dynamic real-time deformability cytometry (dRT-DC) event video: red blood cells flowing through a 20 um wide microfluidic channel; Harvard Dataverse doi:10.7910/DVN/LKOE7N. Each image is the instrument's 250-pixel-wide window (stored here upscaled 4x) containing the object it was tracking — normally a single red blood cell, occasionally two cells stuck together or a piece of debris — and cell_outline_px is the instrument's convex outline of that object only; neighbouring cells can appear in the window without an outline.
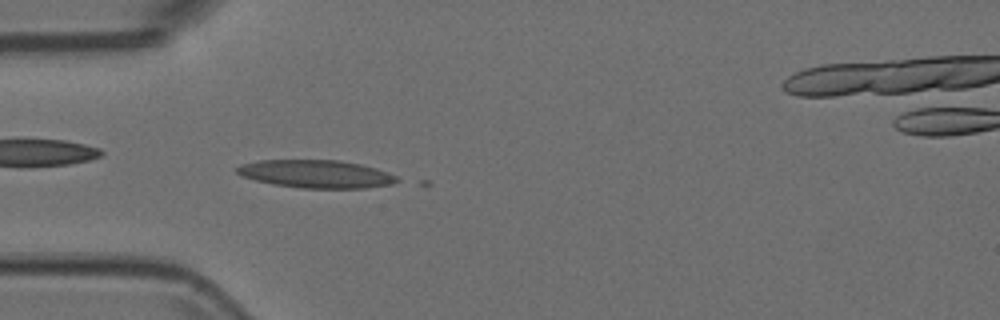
{"species": "Egyptian fruit bat (a non-hibernating species)", "species_latin": "Rousettus aegyptiacus", "temperature_condition": "room temperature", "stored_images_in_passage": 5, "camera_frame_rate_fps": 3000, "um_per_image_px": 0.085, "animal": {"sex": "female"}, "frame": {"image": 1, "passage_image": 5, "time_ms": 1.333, "image_size_px": [1000, 320], "cell_outline_px": [[400, 180], [392, 184], [368, 188], [300, 188], [272, 184], [256, 180], [244, 176], [236, 172], [236, 168], [240, 164], [260, 160], [336, 160], [360, 164], [376, 168], [388, 172], [396, 176]], "centroid_in_image_um": [26.88, 14.79], "position_along_channel_um": 58.1, "area_um2": 26.01}}